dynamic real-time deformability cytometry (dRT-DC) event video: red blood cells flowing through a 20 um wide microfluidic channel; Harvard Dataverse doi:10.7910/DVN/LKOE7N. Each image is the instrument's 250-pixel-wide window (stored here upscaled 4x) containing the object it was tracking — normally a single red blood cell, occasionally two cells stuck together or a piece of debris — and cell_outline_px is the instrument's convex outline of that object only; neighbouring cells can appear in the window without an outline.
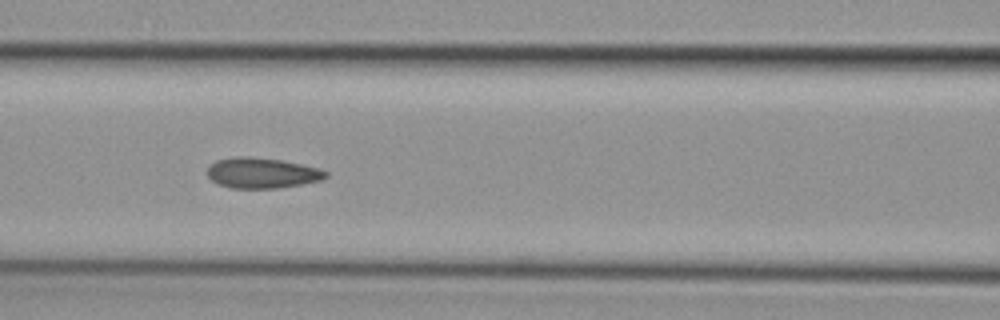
{"species": "common noctule bat (a hibernating species)", "species_latin": "Nyctalus noctula", "temperature_condition": "cold", "stored_images_in_passage": 11, "segment_of_instrument_passage": [1, 2], "camera_frame_rate_fps": 3000, "um_per_image_px": 0.085, "animal": {"sex": "female", "body_mass_g": 29.2, "forearm_length_mm": 56.3}, "frame": {"image": 1, "passage_image": 7, "time_ms": 2.0, "image_size_px": [1000, 320], "cell_outline_px": [[328, 176], [320, 180], [280, 188], [232, 188], [216, 184], [204, 172], [208, 164], [216, 160], [236, 156], [248, 156], [280, 160], [320, 168], [328, 172]], "centroid_in_image_um": [22.2, 14.7], "position_along_channel_um": 144.4, "area_um2": 21.27}}
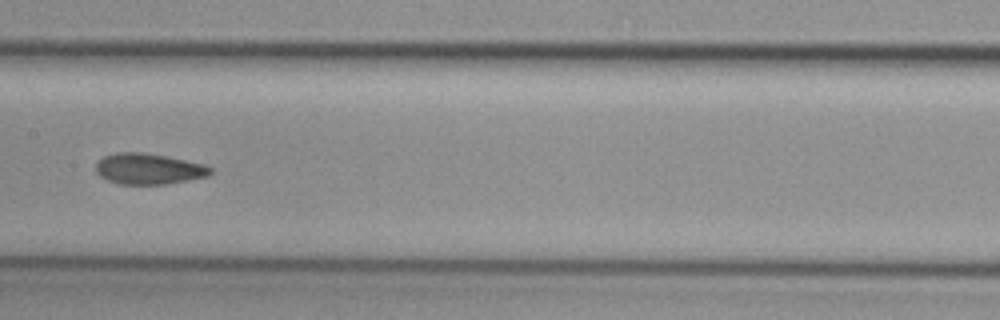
{"frame": {"image": 2, "passage_image": 8, "time_ms": 2.333, "image_size_px": [1000, 320], "cell_outline_px": [[212, 172], [208, 176], [188, 180], [164, 184], [120, 184], [108, 180], [100, 176], [96, 172], [96, 164], [104, 156], [116, 152], [140, 152], [164, 156], [204, 164], [212, 168]], "centroid_in_image_um": [12.62, 14.35], "position_along_channel_um": 194.8, "area_um2": 20.4}}
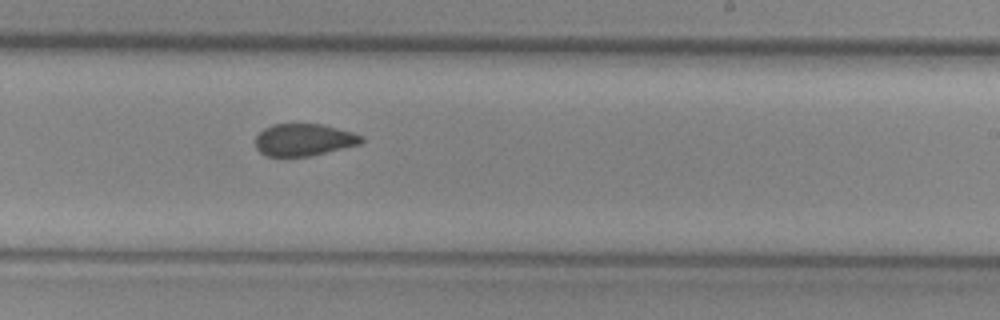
{"frame": {"image": 3, "passage_image": 10, "time_ms": 3.0, "image_size_px": [1000, 320], "cell_outline_px": [[364, 140], [360, 144], [312, 156], [268, 156], [260, 152], [256, 148], [256, 136], [264, 128], [272, 124], [324, 124], [352, 132], [364, 136]], "centroid_in_image_um": [25.85, 11.88], "position_along_channel_um": 263.1, "area_um2": 19.94}}